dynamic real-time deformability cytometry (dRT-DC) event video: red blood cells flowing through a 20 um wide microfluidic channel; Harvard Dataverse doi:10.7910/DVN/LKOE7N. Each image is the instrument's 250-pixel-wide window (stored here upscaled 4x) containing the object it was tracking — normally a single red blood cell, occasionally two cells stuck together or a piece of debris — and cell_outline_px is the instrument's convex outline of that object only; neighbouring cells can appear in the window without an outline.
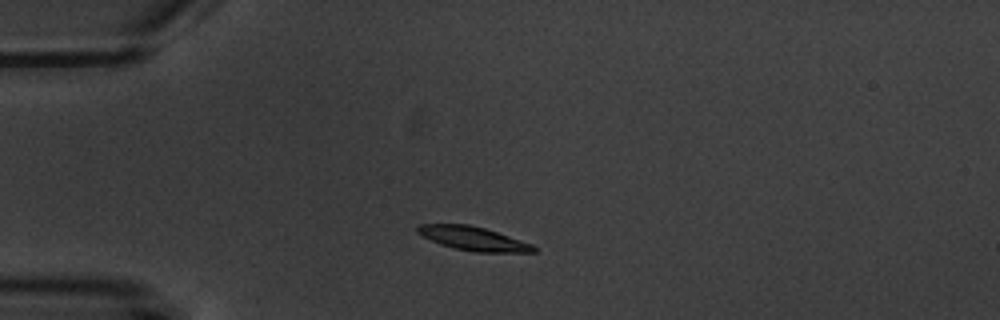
{"species": "common noctule bat (a hibernating species)", "species_latin": "Nyctalus noctula", "temperature_condition": "warm", "stored_images_in_passage": 3, "camera_frame_rate_fps": 3000, "um_per_image_px": 0.085, "animal": {"sex": "male", "body_mass_g": 20.1, "forearm_length_mm": 53.5}, "frame": {"image": 1, "passage_image": 2, "time_ms": 1.333, "image_size_px": [1000, 320], "cell_outline_px": [[536, 252], [476, 252], [456, 248], [440, 244], [420, 236], [416, 232], [416, 228], [420, 224], [468, 224], [484, 228], [532, 244], [536, 248]], "centroid_in_image_um": [40.17, 20.27], "position_along_channel_um": 44.8, "area_um2": 15.95}}